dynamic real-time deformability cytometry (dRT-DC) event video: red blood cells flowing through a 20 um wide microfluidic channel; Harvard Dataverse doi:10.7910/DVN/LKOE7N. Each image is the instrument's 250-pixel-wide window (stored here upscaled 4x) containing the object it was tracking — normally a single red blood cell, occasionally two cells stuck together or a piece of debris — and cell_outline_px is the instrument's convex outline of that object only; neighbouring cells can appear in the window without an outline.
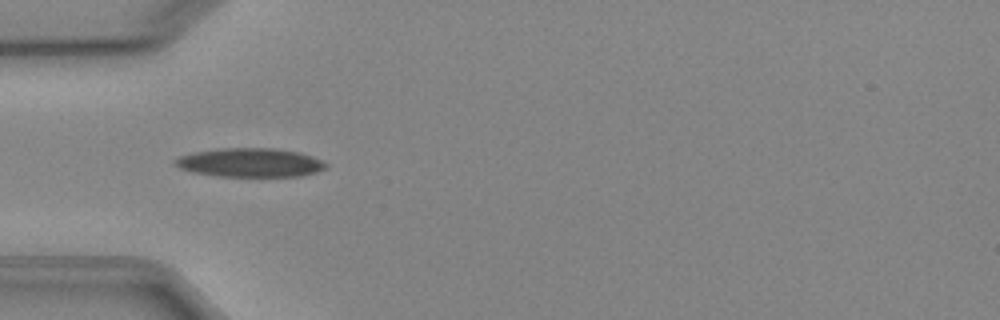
{"species": "Egyptian fruit bat (a non-hibernating species)", "species_latin": "Rousettus aegyptiacus", "temperature_condition": "cold", "stored_images_in_passage": 7, "camera_frame_rate_fps": 3000, "um_per_image_px": 0.085, "animal": {"sex": "female"}, "frame": {"image": 1, "passage_image": 4, "time_ms": 3.333, "image_size_px": [1000, 320], "cell_outline_px": [[328, 168], [316, 172], [300, 176], [220, 176], [196, 172], [180, 168], [172, 160], [176, 156], [192, 152], [220, 148], [272, 148], [300, 152], [312, 156], [328, 164]], "centroid_in_image_um": [21.26, 13.81], "position_along_channel_um": 63.7, "area_um2": 25.37}}
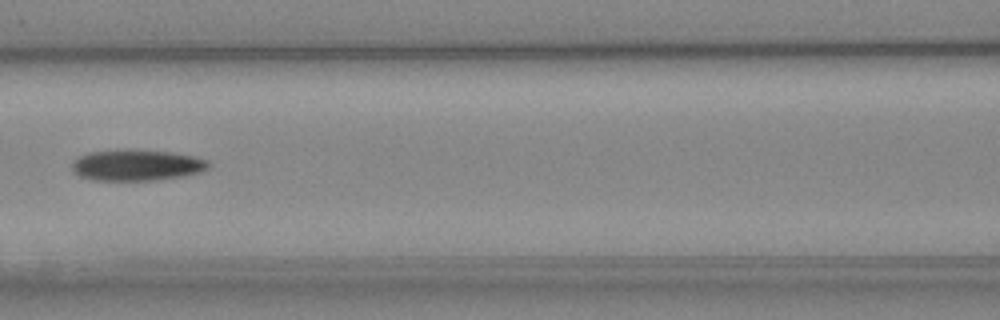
{"frame": {"image": 2, "passage_image": 6, "time_ms": 5.667, "image_size_px": [1000, 320], "cell_outline_px": [[208, 168], [200, 172], [184, 176], [156, 180], [88, 180], [80, 176], [72, 168], [72, 160], [88, 152], [116, 148], [128, 148], [172, 152], [192, 156], [208, 160]], "centroid_in_image_um": [11.58, 14.01], "position_along_channel_um": 155.0, "area_um2": 25.2}}
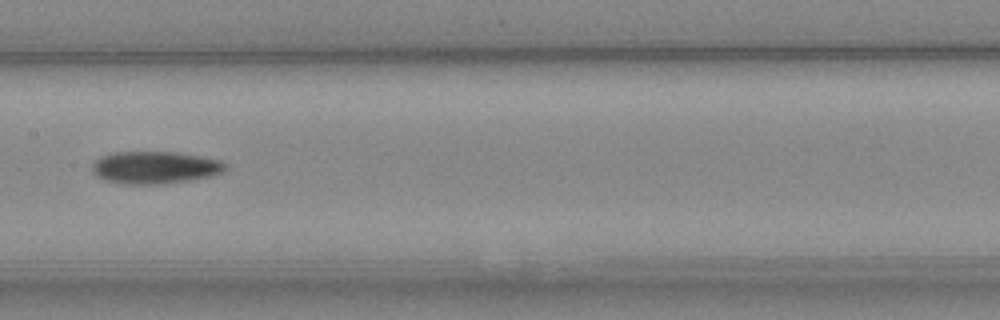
{"frame": {"image": 3, "passage_image": 7, "time_ms": 6.667, "image_size_px": [1000, 320], "cell_outline_px": [[228, 168], [224, 172], [212, 176], [192, 180], [164, 184], [124, 184], [108, 180], [96, 176], [92, 172], [92, 164], [100, 156], [112, 152], [176, 152], [200, 156], [220, 160], [228, 164]], "centroid_in_image_um": [13.21, 14.24], "position_along_channel_um": 194.2, "area_um2": 25.43}}